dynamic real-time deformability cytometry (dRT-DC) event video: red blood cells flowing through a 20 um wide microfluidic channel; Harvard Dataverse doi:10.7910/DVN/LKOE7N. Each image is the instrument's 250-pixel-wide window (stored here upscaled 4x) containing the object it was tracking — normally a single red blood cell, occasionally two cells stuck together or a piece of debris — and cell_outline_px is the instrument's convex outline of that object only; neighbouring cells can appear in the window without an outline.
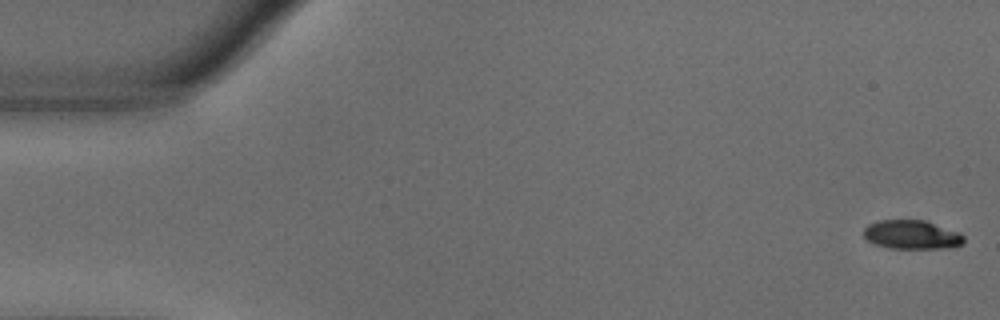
{"species": "common noctule bat (a hibernating species)", "species_latin": "Nyctalus noctula", "temperature_condition": "warm", "stored_images_in_passage": 55, "camera_frame_rate_fps": 3000, "um_per_image_px": 0.085, "animal": {"sex": "male", "body_mass_g": 18.8}, "frame": {"image": 1, "passage_image": 1, "time_ms": 0.0, "image_size_px": [1000, 320], "cell_outline_px": [[964, 244], [948, 248], [888, 248], [876, 244], [868, 240], [864, 236], [864, 228], [868, 224], [876, 220], [924, 220], [960, 232], [964, 236]], "centroid_in_image_um": [77.51, 19.94], "position_along_channel_um": 7.5, "area_um2": 16.94}}
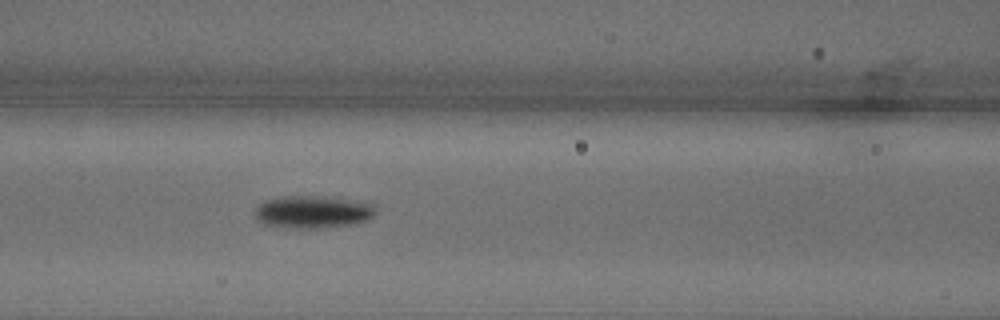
{"frame": {"image": 2, "passage_image": 23, "time_ms": 7.333, "image_size_px": [1000, 320], "cell_outline_px": [[376, 212], [368, 220], [352, 224], [316, 228], [292, 228], [264, 224], [256, 220], [256, 208], [264, 200], [280, 196], [324, 196], [372, 204], [376, 208]], "centroid_in_image_um": [26.56, 18.01], "position_along_channel_um": 140.0, "area_um2": 22.72}}
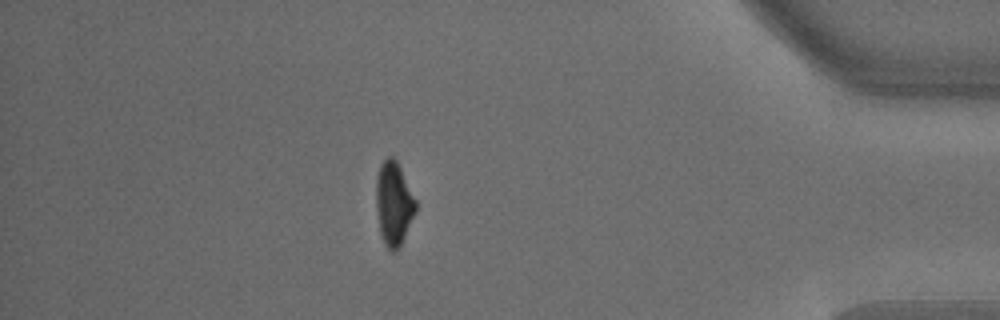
{"frame": {"image": 3, "passage_image": 48, "time_ms": 15.667, "image_size_px": [1000, 320], "cell_outline_px": [[416, 212], [400, 248], [392, 252], [384, 244], [380, 232], [376, 208], [376, 176], [380, 164], [388, 156], [392, 156], [396, 160], [416, 200]], "centroid_in_image_um": [33.46, 17.32], "position_along_channel_um": 401.7, "area_um2": 19.36}, "authors_computed_cell_mechanics": {"area_um2": 19.7098, "velocity_mm_per_s": 3.647, "shape_relaxation_time_tau1_ms": 2.5709, "shape_relaxation_time_tau2_ms": null, "deformation_change_tau1": 0.1524, "deformation_change_tau2": null}}